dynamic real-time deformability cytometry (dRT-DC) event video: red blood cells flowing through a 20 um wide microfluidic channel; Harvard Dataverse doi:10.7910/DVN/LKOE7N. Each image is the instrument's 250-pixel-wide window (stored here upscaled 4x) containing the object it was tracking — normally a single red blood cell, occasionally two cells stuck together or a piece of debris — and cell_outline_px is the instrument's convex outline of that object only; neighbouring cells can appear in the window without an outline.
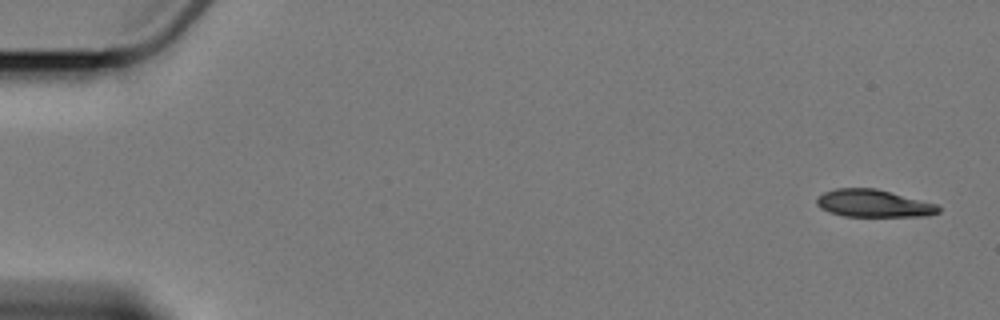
{"species": "Egyptian fruit bat (a non-hibernating species)", "species_latin": "Rousettus aegyptiacus", "temperature_condition": "cold", "stored_images_in_passage": 4, "camera_frame_rate_fps": 3000, "um_per_image_px": 0.085, "animal": {"sex": "female"}, "frame": {"image": 1, "passage_image": 1, "time_ms": 0.0, "image_size_px": [1000, 320], "cell_outline_px": [[940, 212], [928, 216], [844, 216], [828, 212], [820, 208], [816, 204], [816, 200], [824, 192], [836, 188], [876, 188], [936, 204], [940, 208]], "centroid_in_image_um": [74.23, 17.29], "position_along_channel_um": 10.8, "area_um2": 19.42}}
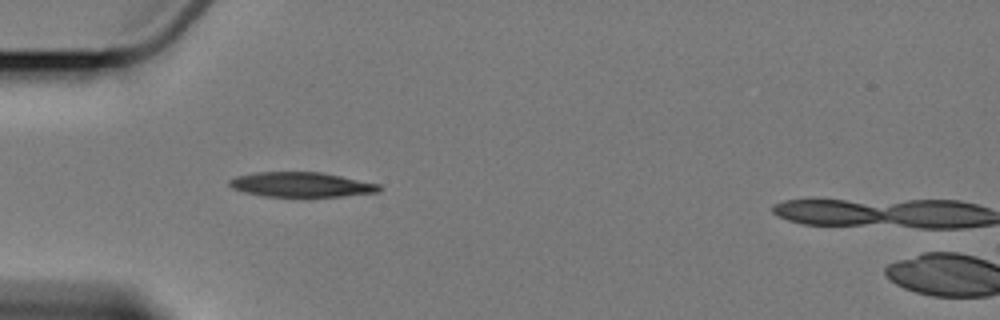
{"frame": {"image": 2, "passage_image": 4, "time_ms": 5.333, "image_size_px": [1000, 320], "cell_outline_px": [[384, 188], [380, 192], [340, 196], [264, 196], [244, 192], [232, 188], [228, 184], [228, 180], [236, 176], [256, 172], [324, 172], [380, 184]], "centroid_in_image_um": [25.64, 15.68], "position_along_channel_um": 59.4, "area_um2": 21.73}}